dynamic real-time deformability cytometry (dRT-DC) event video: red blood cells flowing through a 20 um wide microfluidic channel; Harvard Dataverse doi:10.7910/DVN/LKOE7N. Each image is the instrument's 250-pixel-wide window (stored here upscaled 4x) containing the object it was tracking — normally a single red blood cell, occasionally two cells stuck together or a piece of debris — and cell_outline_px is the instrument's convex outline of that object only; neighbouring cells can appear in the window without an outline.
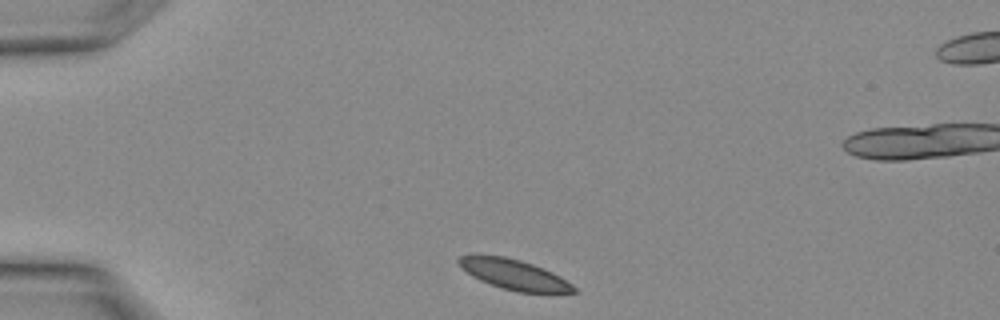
{"species": "Egyptian fruit bat (a non-hibernating species)", "species_latin": "Rousettus aegyptiacus", "temperature_condition": "warm", "stored_images_in_passage": 26, "camera_frame_rate_fps": 3000, "um_per_image_px": 0.085, "animal": {"sex": "female"}, "frame": {"image": 1, "passage_image": 1, "time_ms": 0.0, "image_size_px": [1000, 320], "cell_outline_px": [[576, 292], [516, 292], [480, 280], [472, 276], [456, 260], [460, 256], [476, 252], [504, 256], [520, 260], [544, 268], [560, 276], [572, 284], [576, 288]], "centroid_in_image_um": [43.65, 23.28], "position_along_channel_um": 41.4, "area_um2": 20.23}}
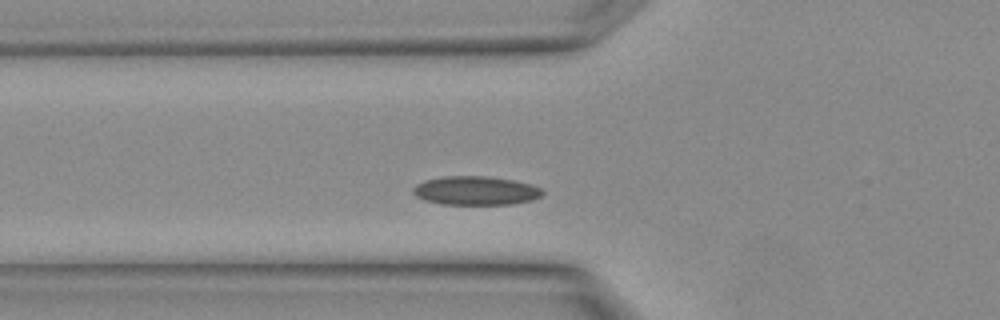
{"frame": {"image": 2, "passage_image": 5, "time_ms": 1.333, "image_size_px": [1000, 320], "cell_outline_px": [[544, 192], [540, 196], [532, 200], [512, 204], [440, 204], [424, 200], [416, 196], [412, 192], [412, 188], [416, 184], [424, 180], [444, 176], [488, 176], [512, 180], [528, 184], [540, 188]], "centroid_in_image_um": [40.38, 16.2], "position_along_channel_um": 85.4, "area_um2": 21.68}}
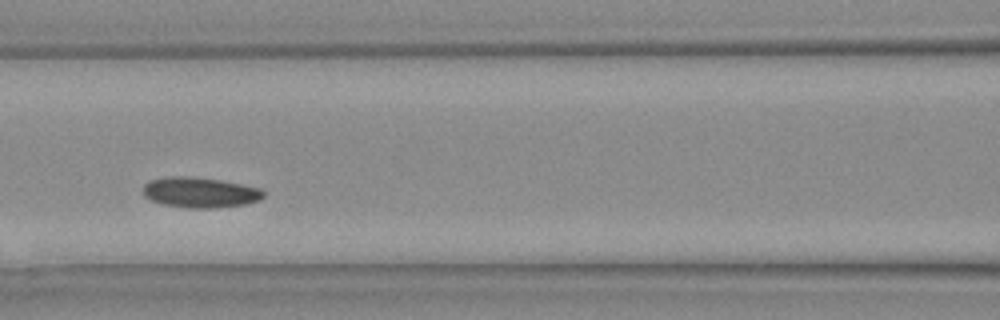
{"frame": {"image": 3, "passage_image": 8, "time_ms": 2.333, "image_size_px": [1000, 320], "cell_outline_px": [[264, 196], [260, 200], [244, 204], [212, 208], [188, 208], [164, 204], [152, 200], [144, 196], [144, 184], [148, 180], [164, 176], [188, 176], [220, 180], [260, 188], [264, 192]], "centroid_in_image_um": [16.97, 16.34], "position_along_channel_um": 149.6, "area_um2": 21.27}}